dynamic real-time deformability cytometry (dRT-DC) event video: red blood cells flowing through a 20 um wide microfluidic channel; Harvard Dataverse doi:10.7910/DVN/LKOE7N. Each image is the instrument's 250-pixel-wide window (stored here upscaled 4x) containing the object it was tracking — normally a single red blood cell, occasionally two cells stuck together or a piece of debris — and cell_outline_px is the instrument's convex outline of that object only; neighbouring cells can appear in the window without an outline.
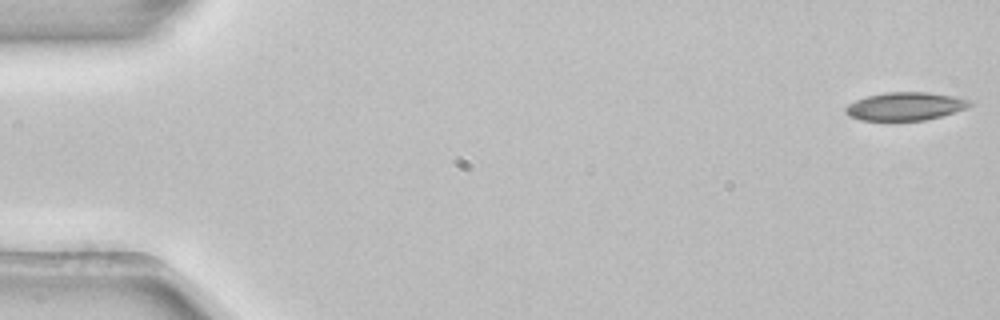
{"species": "common noctule bat (a hibernating species)", "species_latin": "Nyctalus noctula", "temperature_condition": "room temperature", "stored_images_in_passage": 53, "camera_frame_rate_fps": 3000, "um_per_image_px": 0.085, "animal": {"sex": "female", "body_mass_g": 22.7, "forearm_length_mm": 54.2}, "frame": {"image": 1, "passage_image": 1, "time_ms": 0.0, "image_size_px": [1000, 320], "cell_outline_px": [[972, 104], [964, 108], [940, 116], [924, 120], [860, 120], [848, 116], [844, 112], [844, 108], [848, 104], [856, 100], [868, 96], [884, 92], [928, 92], [952, 96], [968, 100]], "centroid_in_image_um": [76.86, 9.03], "position_along_channel_um": 8.1, "area_um2": 20.06}}
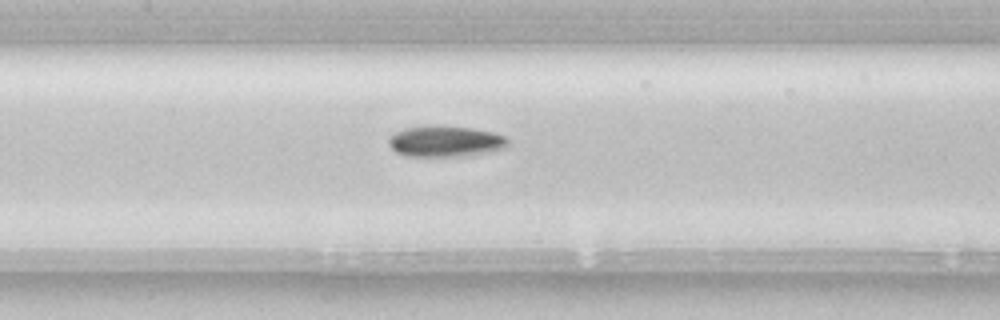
{"frame": {"image": 2, "passage_image": 25, "time_ms": 8.0, "image_size_px": [1000, 320], "cell_outline_px": [[508, 148], [472, 156], [408, 156], [396, 152], [388, 144], [388, 136], [396, 132], [408, 128], [472, 128], [492, 132], [504, 136], [508, 140]], "centroid_in_image_um": [37.91, 12.07], "position_along_channel_um": 169.5, "area_um2": 20.98}}
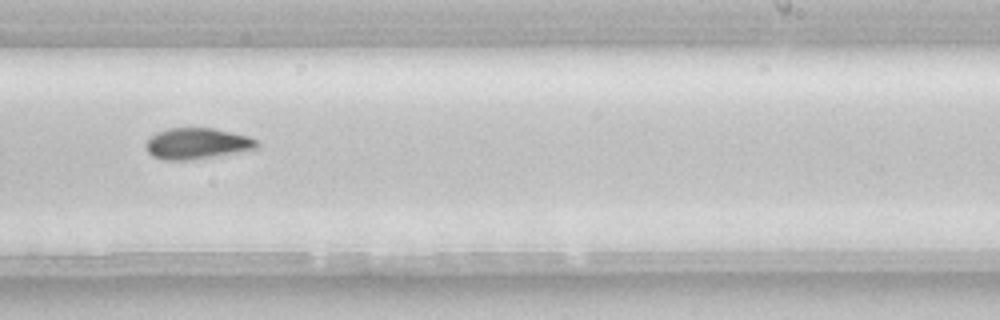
{"frame": {"image": 3, "passage_image": 33, "time_ms": 10.667, "image_size_px": [1000, 320], "cell_outline_px": [[260, 144], [256, 148], [240, 152], [192, 160], [164, 160], [152, 156], [148, 152], [144, 144], [156, 132], [168, 128], [212, 128], [232, 132], [248, 136], [256, 140]], "centroid_in_image_um": [16.74, 12.21], "position_along_channel_um": 272.3, "area_um2": 20.17}, "authors_computed_cell_mechanics": {"area_um2": 20.6924, "velocity_mm_per_s": 3.876, "shape_relaxation_time_tau1_ms": 11.1959, "shape_relaxation_time_tau2_ms": null, "deformation_change_tau1": 0.1765, "deformation_change_tau2": null}}